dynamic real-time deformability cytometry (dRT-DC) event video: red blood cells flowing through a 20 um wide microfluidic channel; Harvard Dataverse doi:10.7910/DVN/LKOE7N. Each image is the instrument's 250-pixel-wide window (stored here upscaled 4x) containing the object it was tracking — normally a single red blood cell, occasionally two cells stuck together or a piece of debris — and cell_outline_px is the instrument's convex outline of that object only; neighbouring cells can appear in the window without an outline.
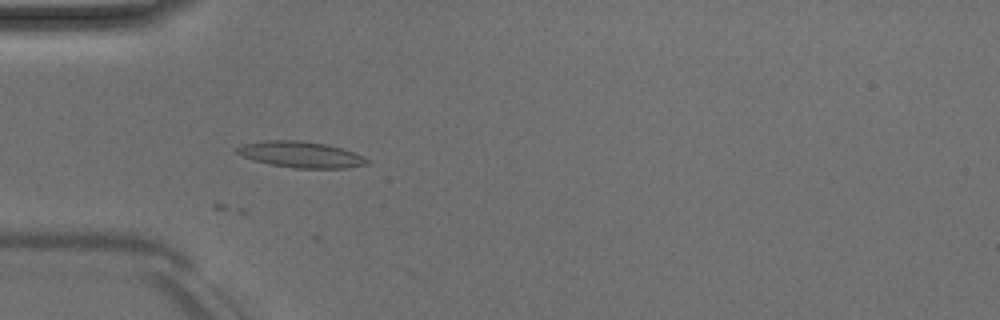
{"species": "Egyptian fruit bat (a non-hibernating species)", "species_latin": "Rousettus aegyptiacus", "temperature_condition": "room temperature", "stored_images_in_passage": 11, "camera_frame_rate_fps": 3000, "um_per_image_px": 0.085, "animal": {"sex": "male"}, "frame": {"image": 1, "passage_image": 1, "time_ms": 0.0, "image_size_px": [1000, 320], "cell_outline_px": [[372, 160], [368, 164], [344, 168], [296, 168], [268, 164], [252, 160], [240, 156], [232, 152], [236, 148], [244, 144], [264, 140], [296, 140], [324, 144], [340, 148], [352, 152]], "centroid_in_image_um": [25.5, 13.14], "position_along_channel_um": 59.5, "area_um2": 19.83}}
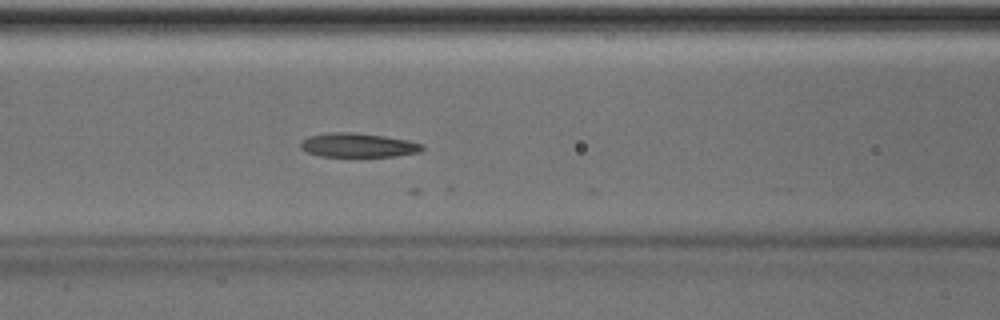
{"frame": {"image": 2, "passage_image": 7, "time_ms": 2.0, "image_size_px": [1000, 320], "cell_outline_px": [[424, 148], [420, 152], [396, 156], [320, 156], [308, 152], [300, 148], [300, 140], [308, 136], [328, 132], [352, 132], [384, 136], [408, 140], [424, 144]], "centroid_in_image_um": [30.42, 12.33], "position_along_channel_um": 136.2, "area_um2": 17.17}}